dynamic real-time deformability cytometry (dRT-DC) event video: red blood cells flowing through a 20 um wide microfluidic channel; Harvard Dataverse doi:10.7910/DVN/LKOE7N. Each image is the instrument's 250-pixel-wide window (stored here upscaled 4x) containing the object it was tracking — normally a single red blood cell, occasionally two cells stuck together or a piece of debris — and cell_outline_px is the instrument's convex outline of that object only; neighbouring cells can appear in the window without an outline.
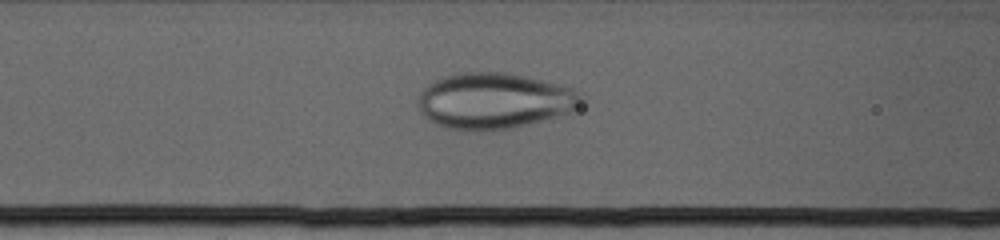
{"species": "human", "species_latin": "Homo sapiens", "temperature_condition": "cold", "stored_images_in_passage": 73, "camera_frame_rate_fps": 3000, "um_per_image_px": 0.085, "donor": {"sex": "female"}, "frame": {"image": 1, "passage_image": 30, "time_ms": 9.667, "image_size_px": [1000, 240], "cell_outline_px": [[584, 96], [580, 108], [572, 112], [512, 128], [484, 132], [472, 132], [448, 128], [436, 124], [428, 120], [420, 112], [416, 100], [420, 92], [432, 80], [444, 76], [460, 72], [508, 72], [572, 88]], "centroid_in_image_um": [41.97, 8.59], "position_along_channel_um": 124.6, "area_um2": 53.87}}
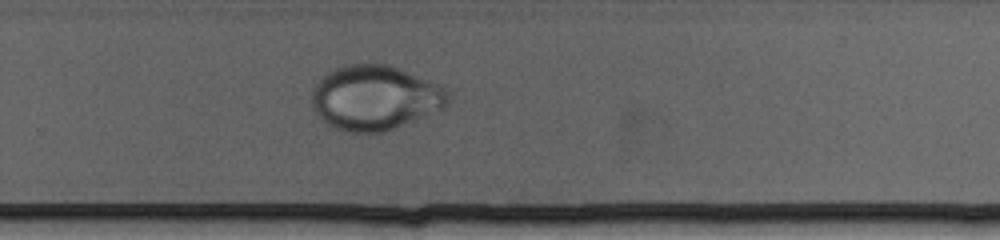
{"frame": {"image": 2, "passage_image": 49, "time_ms": 16.0, "image_size_px": [1000, 240], "cell_outline_px": [[452, 96], [448, 104], [440, 108], [392, 128], [380, 132], [344, 132], [336, 128], [324, 120], [316, 112], [312, 104], [312, 88], [328, 72], [344, 64], [388, 64], [400, 68], [444, 84], [448, 88]], "centroid_in_image_um": [31.92, 8.26], "position_along_channel_um": 297.9, "area_um2": 51.15}}
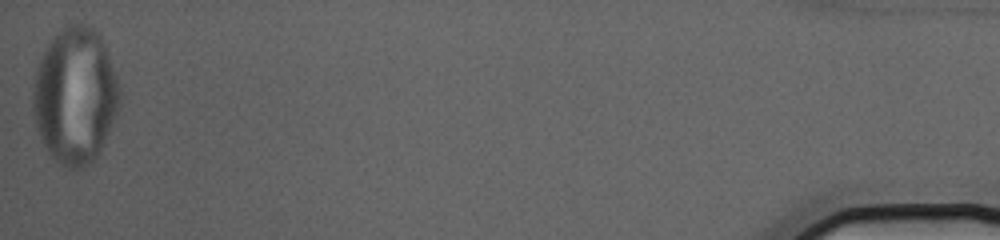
{"frame": {"image": 3, "passage_image": 73, "time_ms": 24.0, "image_size_px": [1000, 240], "cell_outline_px": [[120, 104], [100, 152], [88, 164], [80, 168], [68, 168], [60, 164], [48, 152], [36, 128], [32, 112], [32, 88], [36, 68], [40, 56], [44, 48], [52, 36], [64, 24], [88, 24], [100, 36], [104, 44], [116, 76], [120, 88]], "centroid_in_image_um": [6.35, 8.1], "position_along_channel_um": 428.8, "area_um2": 69.19}}